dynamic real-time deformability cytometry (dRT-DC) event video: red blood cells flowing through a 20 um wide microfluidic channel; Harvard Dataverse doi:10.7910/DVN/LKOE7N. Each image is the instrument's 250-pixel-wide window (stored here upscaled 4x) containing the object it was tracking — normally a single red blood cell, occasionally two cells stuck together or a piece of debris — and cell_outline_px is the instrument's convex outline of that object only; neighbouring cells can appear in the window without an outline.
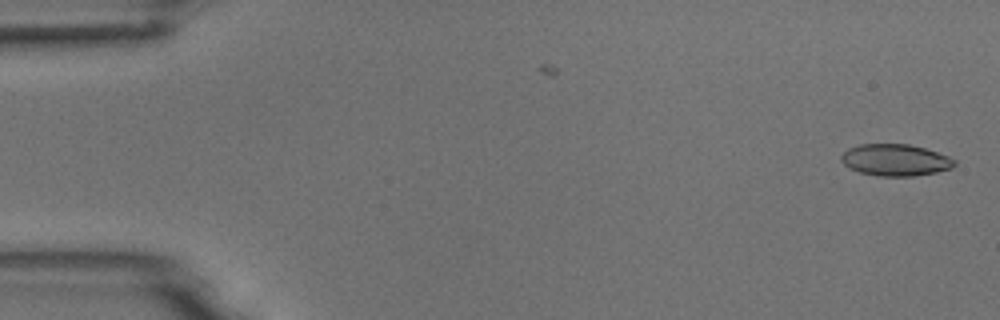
{"species": "common noctule bat (a hibernating species)", "species_latin": "Nyctalus noctula", "temperature_condition": "room temperature", "stored_images_in_passage": 53, "camera_frame_rate_fps": 3000, "um_per_image_px": 0.085, "animal": {"sex": "male", "body_mass_g": 18.8}, "frame": {"image": 1, "passage_image": 1, "time_ms": 0.0, "image_size_px": [1000, 320], "cell_outline_px": [[956, 164], [952, 168], [936, 172], [912, 176], [880, 176], [860, 172], [844, 164], [840, 160], [840, 156], [848, 148], [860, 144], [908, 144], [924, 148], [948, 156], [956, 160]], "centroid_in_image_um": [76.11, 13.6], "position_along_channel_um": 8.9, "area_um2": 20.81}}
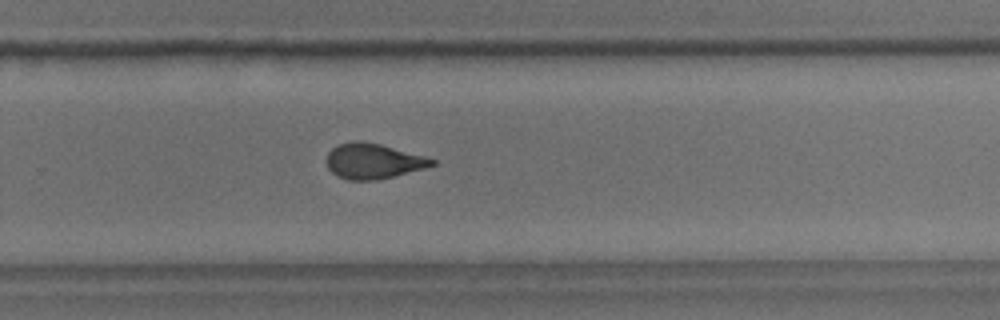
{"frame": {"image": 2, "passage_image": 35, "time_ms": 11.333, "image_size_px": [1000, 320], "cell_outline_px": [[436, 164], [424, 168], [376, 180], [348, 180], [332, 172], [328, 168], [328, 152], [332, 148], [340, 144], [352, 140], [360, 140], [380, 144], [424, 156], [436, 160]], "centroid_in_image_um": [31.71, 13.68], "position_along_channel_um": 298.1, "area_um2": 21.33}}
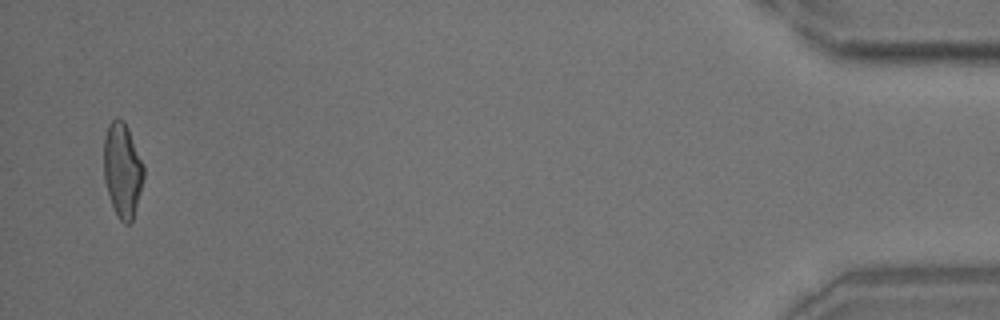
{"frame": {"image": 3, "passage_image": 52, "time_ms": 17.0, "image_size_px": [1000, 320], "cell_outline_px": [[144, 176], [140, 192], [132, 220], [128, 224], [124, 224], [120, 220], [112, 204], [104, 180], [104, 136], [108, 124], [116, 116], [120, 116], [124, 120], [128, 128], [144, 164]], "centroid_in_image_um": [10.4, 14.38], "position_along_channel_um": 424.8, "area_um2": 21.96}, "authors_computed_cell_mechanics": {"area_um2": 21.9062, "velocity_mm_per_s": 3.7338, "shape_relaxation_time_tau1_ms": 5.6909, "shape_relaxation_time_tau2_ms": 1.5183, "deformation_change_tau1": 0.1741, "deformation_change_tau2": 0.09}}